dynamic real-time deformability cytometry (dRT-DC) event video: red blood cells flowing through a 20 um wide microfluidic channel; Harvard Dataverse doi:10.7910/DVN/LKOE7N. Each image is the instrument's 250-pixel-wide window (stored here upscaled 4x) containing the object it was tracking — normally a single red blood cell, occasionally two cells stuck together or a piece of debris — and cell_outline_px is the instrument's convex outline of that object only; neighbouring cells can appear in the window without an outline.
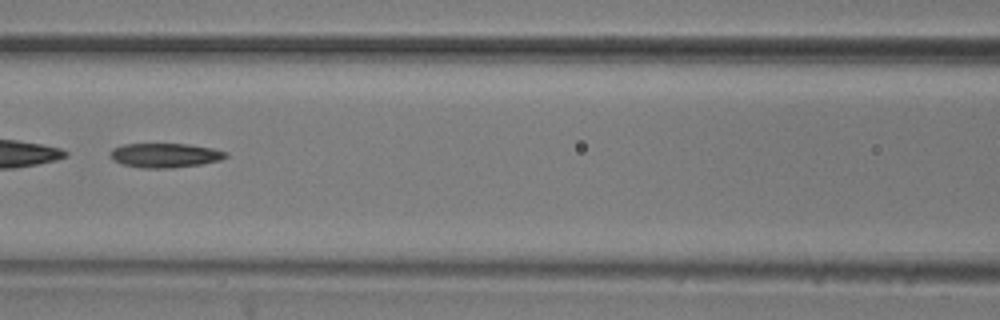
{"species": "common noctule bat (a hibernating species)", "species_latin": "Nyctalus noctula", "temperature_condition": "room temperature", "stored_images_in_passage": 54, "camera_frame_rate_fps": 3000, "um_per_image_px": 0.085, "animal": {"sex": "male", "body_mass_g": 20.5, "forearm_length_mm": 52.5}, "frame": {"image": 1, "passage_image": 24, "time_ms": 7.667, "image_size_px": [1000, 320], "cell_outline_px": [[228, 156], [220, 160], [200, 164], [172, 168], [140, 168], [120, 164], [112, 160], [112, 148], [124, 144], [188, 144], [212, 148], [228, 152]], "centroid_in_image_um": [14.03, 13.21], "position_along_channel_um": 152.6, "area_um2": 16.42}}